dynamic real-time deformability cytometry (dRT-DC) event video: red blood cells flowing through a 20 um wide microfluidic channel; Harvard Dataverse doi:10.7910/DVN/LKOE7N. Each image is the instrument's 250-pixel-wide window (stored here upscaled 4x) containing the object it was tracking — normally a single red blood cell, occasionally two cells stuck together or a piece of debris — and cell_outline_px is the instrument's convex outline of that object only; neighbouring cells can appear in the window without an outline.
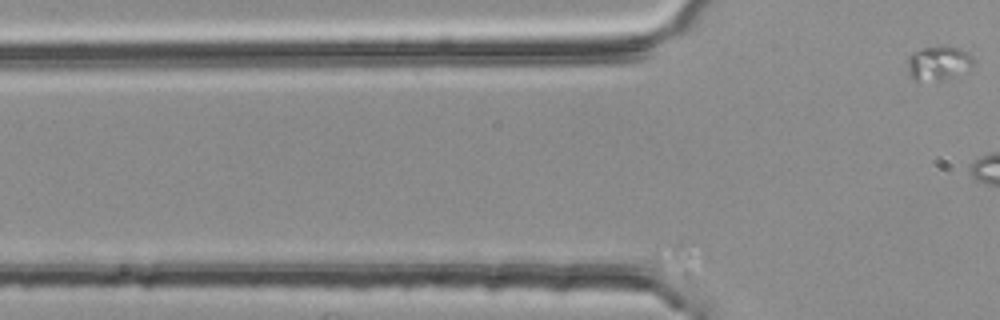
{"species": "common noctule bat (a hibernating species)", "species_latin": "Nyctalus noctula", "temperature_condition": "room temperature", "stored_images_in_passage": 13, "segment_of_instrument_passage": [2, 2], "camera_frame_rate_fps": 3000, "um_per_image_px": 0.085, "animal": {"sex": "female", "body_mass_g": 25.1}, "frame": {"image": 1, "passage_image": 13, "time_ms": 4.0, "image_size_px": [1000, 320], "cell_outline_px": [[972, 64], [940, 80], [916, 84], [908, 76], [908, 56], [912, 52], [920, 48], [936, 44], [944, 44], [960, 48], [968, 52], [972, 56]], "centroid_in_image_um": [79.62, 5.33], "position_along_channel_um": 46.2, "area_um2": 13.41}}